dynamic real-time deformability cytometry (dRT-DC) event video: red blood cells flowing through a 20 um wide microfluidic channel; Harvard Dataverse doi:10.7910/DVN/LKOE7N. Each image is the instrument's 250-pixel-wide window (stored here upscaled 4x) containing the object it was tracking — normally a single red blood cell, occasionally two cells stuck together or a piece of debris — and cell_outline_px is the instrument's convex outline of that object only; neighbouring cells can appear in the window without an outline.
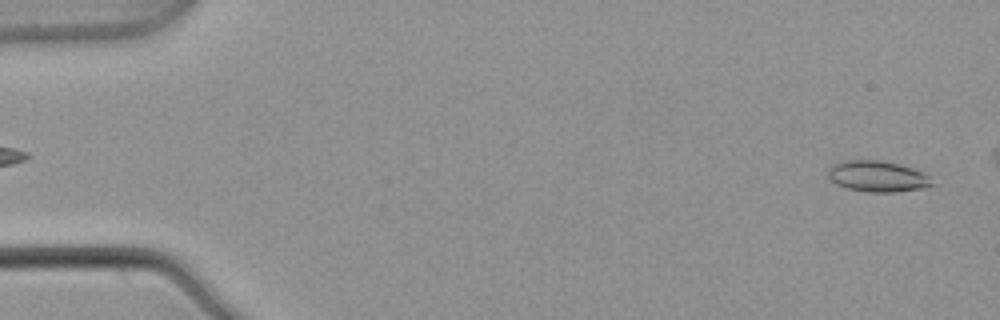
{"species": "common noctule bat (a hibernating species)", "species_latin": "Nyctalus noctula", "temperature_condition": "warm", "stored_images_in_passage": 5, "segment_of_instrument_passage": [2, 2], "camera_frame_rate_fps": 3000, "um_per_image_px": 0.085, "animal": {"sex": "male", "body_mass_g": 21.5, "forearm_length_mm": 52.0}, "frame": {"image": 1, "passage_image": 5, "time_ms": 1.333, "image_size_px": [1000, 320], "cell_outline_px": [[932, 184], [924, 188], [896, 192], [868, 192], [848, 188], [836, 184], [828, 176], [828, 168], [832, 164], [844, 160], [880, 160], [900, 164], [924, 172], [928, 176]], "centroid_in_image_um": [74.56, 14.98], "position_along_channel_um": 10.4, "area_um2": 18.79}}